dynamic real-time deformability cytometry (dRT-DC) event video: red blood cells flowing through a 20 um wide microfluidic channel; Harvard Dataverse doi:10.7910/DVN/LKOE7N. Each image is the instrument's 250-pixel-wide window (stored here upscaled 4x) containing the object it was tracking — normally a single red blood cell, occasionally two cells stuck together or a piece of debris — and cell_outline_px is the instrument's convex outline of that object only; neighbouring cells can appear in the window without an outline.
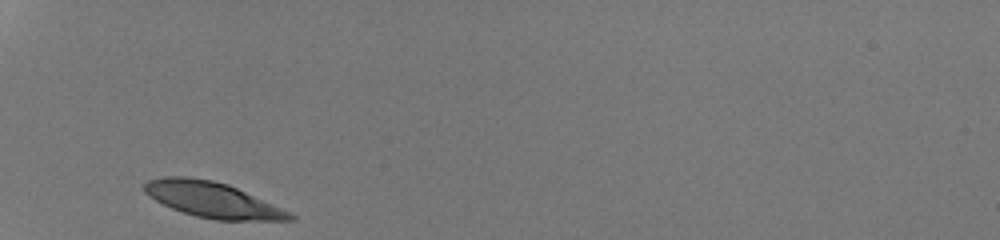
{"species": "human", "species_latin": "Homo sapiens", "temperature_condition": "room temperature", "stored_images_in_passage": 26, "camera_frame_rate_fps": 3000, "um_per_image_px": 0.085, "donor": {"sex": "male"}, "frame": {"image": 1, "passage_image": 1, "time_ms": 0.0, "image_size_px": [1000, 240], "cell_outline_px": [[296, 220], [216, 220], [196, 216], [172, 208], [148, 196], [144, 192], [144, 184], [148, 180], [164, 176], [184, 176], [212, 180], [228, 184], [280, 208], [296, 216]], "centroid_in_image_um": [18.01, 16.97], "position_along_channel_um": 67.0, "area_um2": 29.59}}
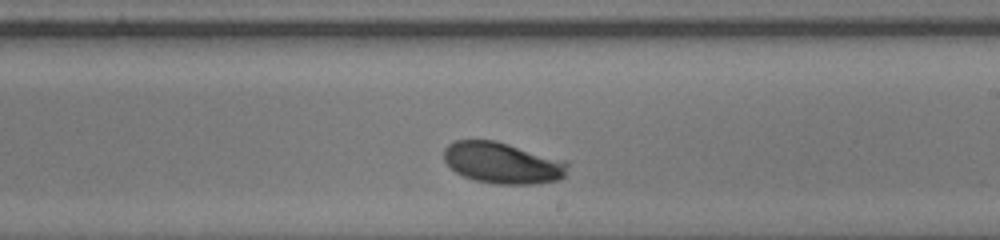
{"frame": {"image": 2, "passage_image": 15, "time_ms": 4.667, "image_size_px": [1000, 240], "cell_outline_px": [[568, 164], [564, 176], [560, 180], [532, 184], [496, 184], [476, 180], [464, 176], [456, 172], [444, 160], [444, 148], [448, 144], [456, 140], [496, 140], [564, 160]], "centroid_in_image_um": [42.71, 13.84], "position_along_channel_um": 246.3, "area_um2": 29.65}}
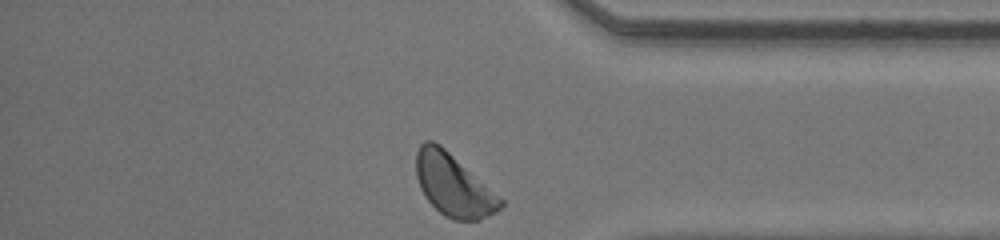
{"frame": {"image": 3, "passage_image": 26, "time_ms": 8.333, "image_size_px": [1000, 240], "cell_outline_px": [[504, 204], [496, 212], [480, 220], [452, 220], [444, 216], [424, 196], [420, 188], [416, 176], [416, 152], [420, 144], [424, 140], [432, 140], [440, 144], [504, 200]], "centroid_in_image_um": [38.52, 15.74], "position_along_channel_um": 396.7, "area_um2": 30.46}, "authors_computed_cell_mechanics": {"area_um2": 30.4606, "velocity_mm_per_s": 4.2196, "shape_relaxation_time_tau1_ms": 2.018, "shape_relaxation_time_tau2_ms": null, "deformation_change_tau1": 0.1531, "deformation_change_tau2": null}}